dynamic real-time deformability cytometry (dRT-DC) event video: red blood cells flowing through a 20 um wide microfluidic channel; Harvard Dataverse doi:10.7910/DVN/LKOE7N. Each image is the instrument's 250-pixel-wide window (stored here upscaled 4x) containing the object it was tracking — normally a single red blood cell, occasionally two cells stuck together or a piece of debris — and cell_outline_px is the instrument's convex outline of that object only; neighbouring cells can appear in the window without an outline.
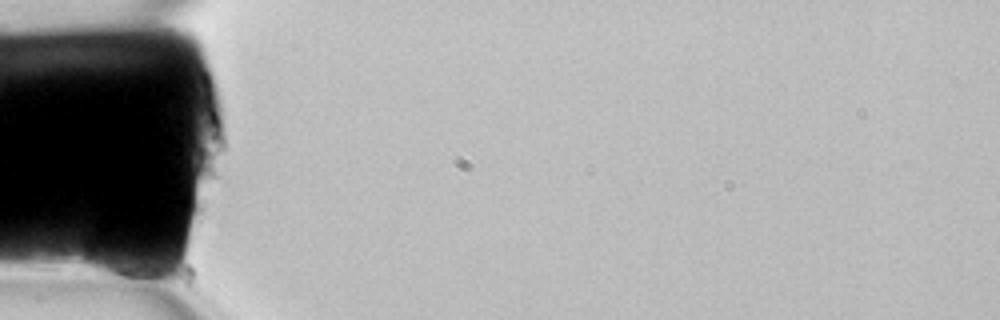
{"species": "common noctule bat (a hibernating species)", "species_latin": "Nyctalus noctula", "temperature_condition": "room temperature", "stored_images_in_passage": 4, "camera_frame_rate_fps": 3000, "um_per_image_px": 0.085, "animal": {"sex": "female", "body_mass_g": 22.7, "forearm_length_mm": 54.2}, "frame": {"image": 1, "passage_image": 1, "time_ms": 0.0, "image_size_px": [1000, 320], "cell_outline_px": [[156, 272], [136, 280], [132, 280], [92, 272], [84, 264], [84, 256], [92, 232], [100, 224], [140, 256]], "centroid_in_image_um": [9.69, 21.85], "position_along_channel_um": 75.3, "area_um2": 16.07}}